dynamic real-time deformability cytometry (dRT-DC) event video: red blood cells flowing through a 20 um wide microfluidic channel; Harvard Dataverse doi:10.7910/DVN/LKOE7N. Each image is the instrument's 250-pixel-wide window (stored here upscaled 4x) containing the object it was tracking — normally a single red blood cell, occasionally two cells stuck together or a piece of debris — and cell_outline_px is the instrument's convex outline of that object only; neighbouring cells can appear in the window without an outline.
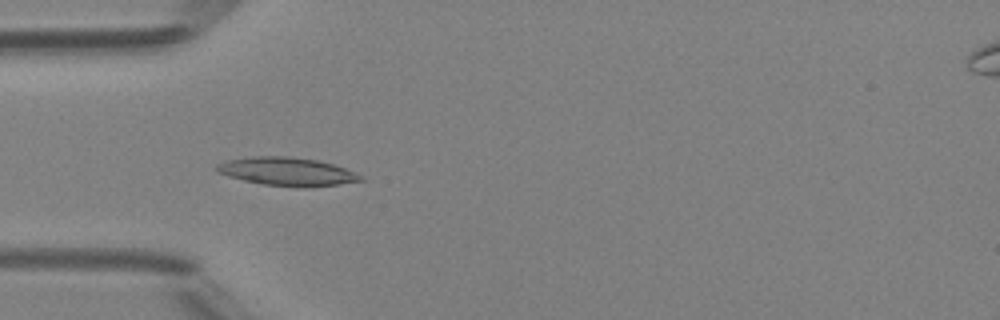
{"species": "Egyptian fruit bat (a non-hibernating species)", "species_latin": "Rousettus aegyptiacus", "temperature_condition": "room temperature", "stored_images_in_passage": 42, "camera_frame_rate_fps": 3000, "um_per_image_px": 0.085, "animal": {"sex": "female"}, "frame": {"image": 1, "passage_image": 14, "time_ms": 4.333, "image_size_px": [1000, 320], "cell_outline_px": [[364, 180], [336, 184], [304, 188], [264, 184], [244, 180], [228, 176], [216, 172], [212, 168], [216, 164], [224, 160], [252, 156], [288, 156], [316, 160], [332, 164], [344, 168], [364, 176]], "centroid_in_image_um": [24.33, 14.57], "position_along_channel_um": 60.7, "area_um2": 23.81}}
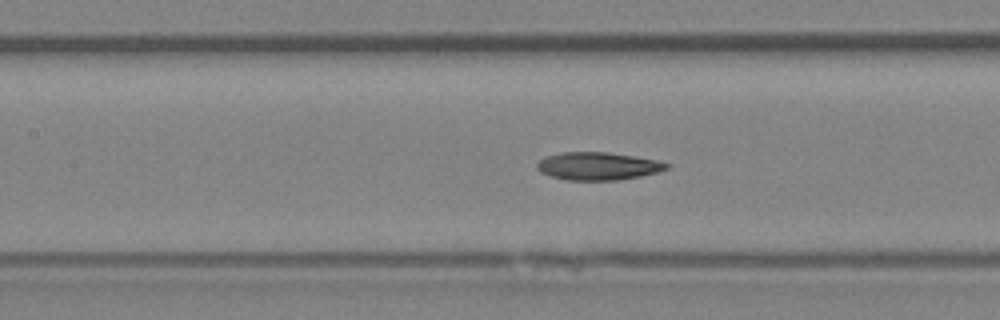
{"frame": {"image": 2, "passage_image": 21, "time_ms": 6.667, "image_size_px": [1000, 320], "cell_outline_px": [[672, 164], [668, 168], [656, 172], [640, 176], [620, 180], [564, 180], [540, 172], [536, 168], [536, 164], [544, 156], [560, 152], [608, 152], [636, 156], [656, 160]], "centroid_in_image_um": [50.81, 14.11], "position_along_channel_um": 156.6, "area_um2": 21.15}}
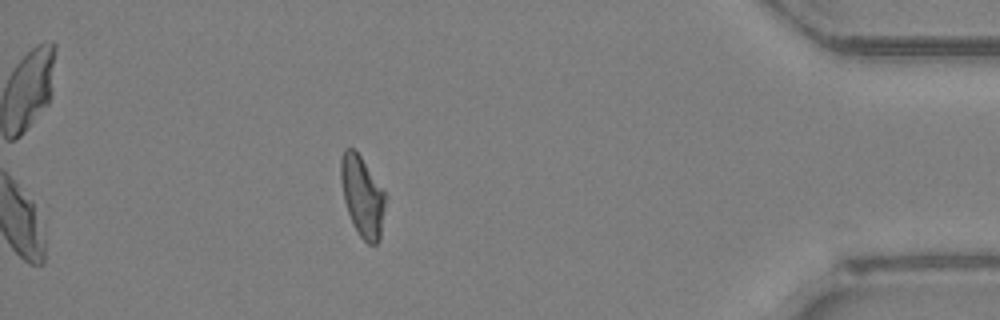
{"frame": {"image": 3, "passage_image": 42, "time_ms": 13.667, "image_size_px": [1000, 320], "cell_outline_px": [[388, 196], [380, 240], [376, 244], [368, 244], [360, 236], [352, 224], [344, 200], [340, 180], [340, 156], [344, 148], [352, 148], [360, 156]], "centroid_in_image_um": [30.81, 16.7], "position_along_channel_um": 404.4, "area_um2": 21.27}, "authors_computed_cell_mechanics": {"area_um2": 21.5016, "velocity_mm_per_s": 4.2204, "shape_relaxation_time_tau1_ms": 6.0247, "shape_relaxation_time_tau2_ms": 7.7712, "deformation_change_tau1": 0.1638, "deformation_change_tau2": 0.1794}}